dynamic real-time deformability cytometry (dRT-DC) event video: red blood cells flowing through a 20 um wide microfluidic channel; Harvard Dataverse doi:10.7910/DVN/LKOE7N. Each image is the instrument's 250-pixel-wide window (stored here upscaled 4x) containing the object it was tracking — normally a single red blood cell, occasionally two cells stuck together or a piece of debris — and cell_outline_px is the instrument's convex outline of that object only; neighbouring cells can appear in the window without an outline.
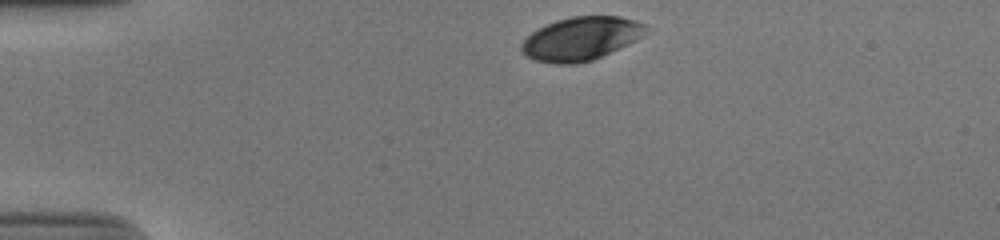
{"species": "human", "species_latin": "Homo sapiens", "temperature_condition": "cold", "stored_images_in_passage": 34, "camera_frame_rate_fps": 3000, "um_per_image_px": 0.085, "donor": {"sex": "male"}, "frame": {"image": 1, "passage_image": 1, "time_ms": 0.0, "image_size_px": [1000, 240], "cell_outline_px": [[644, 32], [640, 36], [628, 44], [592, 60], [576, 64], [556, 64], [536, 60], [528, 56], [520, 48], [520, 44], [532, 32], [556, 20], [572, 16], [620, 16], [636, 20], [644, 24]], "centroid_in_image_um": [49.36, 3.28], "position_along_channel_um": 35.6, "area_um2": 30.92}}
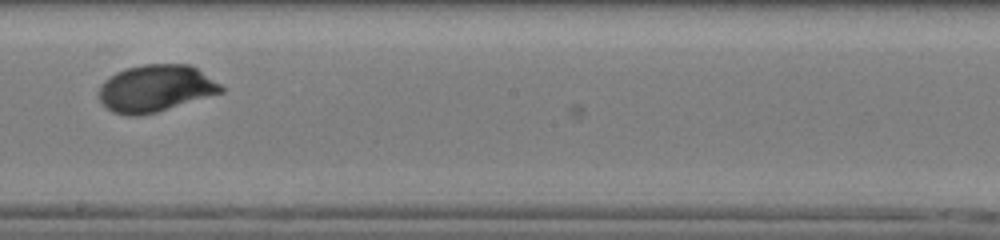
{"frame": {"image": 2, "passage_image": 21, "time_ms": 6.667, "image_size_px": [1000, 240], "cell_outline_px": [[224, 92], [156, 112], [140, 116], [128, 116], [112, 112], [100, 100], [96, 92], [100, 84], [104, 80], [116, 72], [128, 68], [144, 64], [192, 64], [220, 84], [224, 88]], "centroid_in_image_um": [13.21, 7.51], "position_along_channel_um": 235.0, "area_um2": 33.64}}
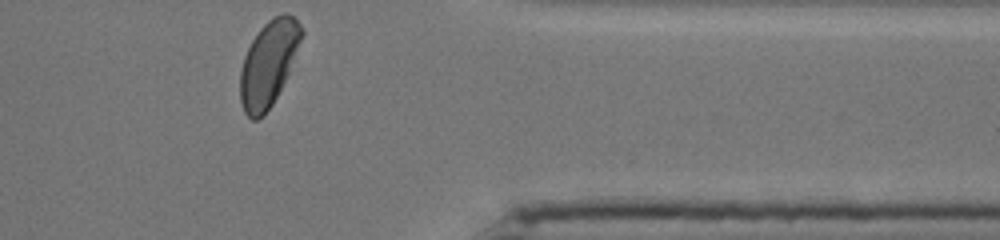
{"frame": {"image": 3, "passage_image": 34, "time_ms": 11.0, "image_size_px": [1000, 240], "cell_outline_px": [[304, 32], [288, 72], [272, 104], [264, 116], [256, 120], [252, 120], [244, 112], [240, 100], [240, 72], [244, 56], [252, 40], [260, 28], [268, 20], [284, 12], [292, 16], [300, 24]], "centroid_in_image_um": [22.8, 5.4], "position_along_channel_um": 388.6, "area_um2": 30.0}, "authors_computed_cell_mechanics": {"area_um2": 33.0327, "velocity_mm_per_s": 3.81, "shape_relaxation_time_tau1_ms": 2.2533, "shape_relaxation_time_tau2_ms": null, "deformation_change_tau1": 0.1145, "deformation_change_tau2": null}}